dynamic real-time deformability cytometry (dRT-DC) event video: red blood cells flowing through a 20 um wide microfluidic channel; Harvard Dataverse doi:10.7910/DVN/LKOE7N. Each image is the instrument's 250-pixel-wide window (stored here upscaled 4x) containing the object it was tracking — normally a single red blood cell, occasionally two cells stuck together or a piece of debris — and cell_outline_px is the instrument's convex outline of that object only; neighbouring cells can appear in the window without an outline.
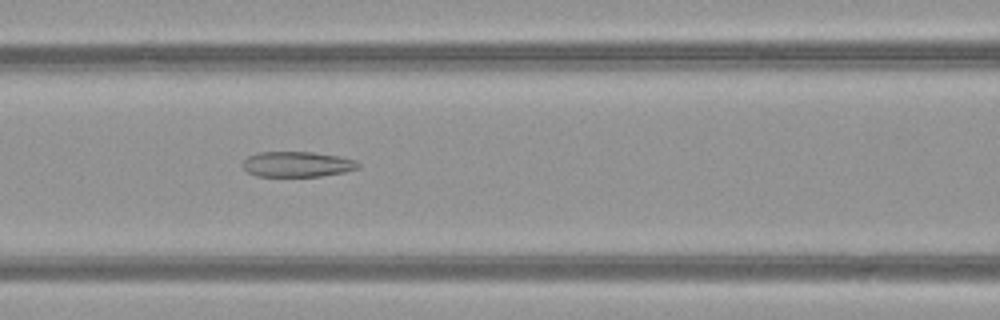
{"species": "common noctule bat (a hibernating species)", "species_latin": "Nyctalus noctula", "temperature_condition": "warm", "stored_images_in_passage": 43, "camera_frame_rate_fps": 3000, "um_per_image_px": 0.085, "animal": {"sex": "female", "body_mass_g": 21.9}, "frame": {"image": 1, "passage_image": 23, "time_ms": 7.333, "image_size_px": [1000, 320], "cell_outline_px": [[360, 168], [344, 172], [320, 176], [256, 176], [248, 172], [240, 164], [248, 156], [260, 152], [312, 152], [340, 156], [356, 160], [360, 164]], "centroid_in_image_um": [25.27, 13.96], "position_along_channel_um": 141.3, "area_um2": 17.17}}
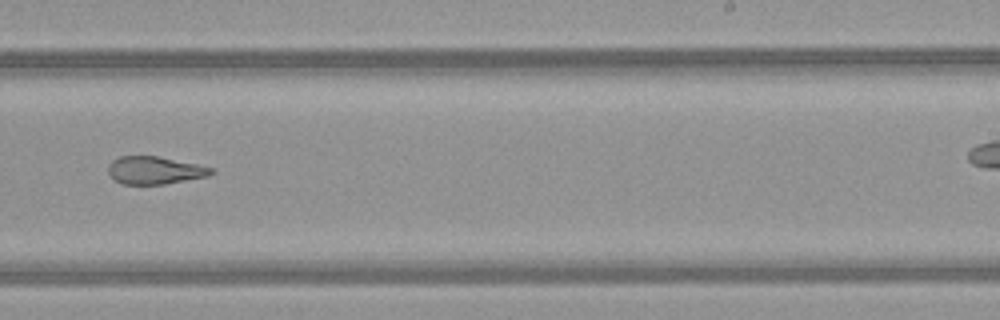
{"frame": {"image": 2, "passage_image": 33, "time_ms": 10.667, "image_size_px": [1000, 320], "cell_outline_px": [[216, 172], [208, 176], [164, 184], [124, 184], [116, 180], [108, 172], [108, 164], [112, 160], [120, 156], [156, 156], [196, 164], [212, 168]], "centroid_in_image_um": [13.15, 14.47], "position_along_channel_um": 275.9, "area_um2": 16.42}}
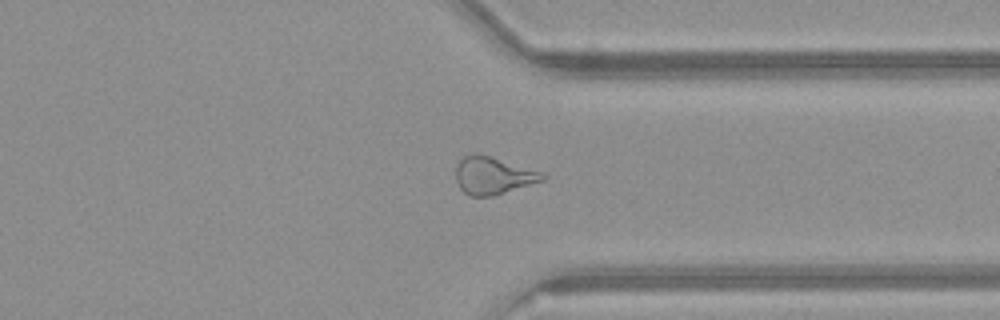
{"frame": {"image": 3, "passage_image": 40, "time_ms": 13.0, "image_size_px": [1000, 320], "cell_outline_px": [[548, 176], [544, 180], [492, 196], [468, 196], [460, 188], [456, 180], [456, 164], [464, 156], [472, 152], [476, 152], [544, 172]], "centroid_in_image_um": [41.9, 14.91], "position_along_channel_um": 369.5, "area_um2": 19.02}}